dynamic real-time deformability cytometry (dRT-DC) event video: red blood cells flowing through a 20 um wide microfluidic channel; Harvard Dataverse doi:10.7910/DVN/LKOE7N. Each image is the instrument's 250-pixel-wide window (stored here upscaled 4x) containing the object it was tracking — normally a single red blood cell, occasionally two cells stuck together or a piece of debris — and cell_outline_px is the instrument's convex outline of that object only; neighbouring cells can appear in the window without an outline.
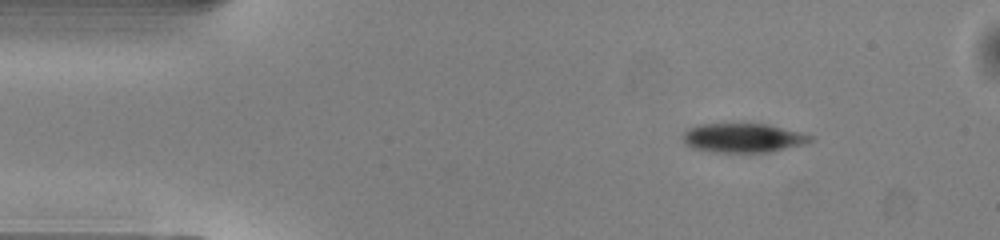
{"species": "common noctule bat (a hibernating species)", "species_latin": "Nyctalus noctula", "temperature_condition": "warm", "stored_images_in_passage": 44, "camera_frame_rate_fps": 3000, "um_per_image_px": 0.085, "animal": {"sex": "male", "body_mass_g": 13.0, "forearm_length_mm": 53.1}, "frame": {"image": 1, "passage_image": 1, "time_ms": 0.0, "image_size_px": [1000, 240], "cell_outline_px": [[812, 140], [800, 144], [772, 152], [716, 152], [692, 148], [684, 144], [680, 136], [688, 128], [696, 124], [768, 124], [800, 132], [812, 136]], "centroid_in_image_um": [63.07, 11.72], "position_along_channel_um": 21.9, "area_um2": 21.62}}
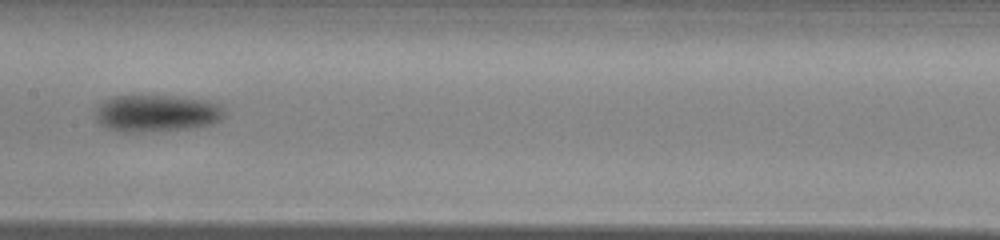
{"frame": {"image": 2, "passage_image": 19, "time_ms": 6.0, "image_size_px": [1000, 240], "cell_outline_px": [[224, 116], [220, 120], [212, 124], [192, 128], [140, 132], [120, 132], [108, 128], [96, 120], [96, 108], [104, 100], [112, 96], [176, 96], [208, 100], [220, 104], [224, 108]], "centroid_in_image_um": [13.34, 9.62], "position_along_channel_um": 194.1, "area_um2": 27.98}}
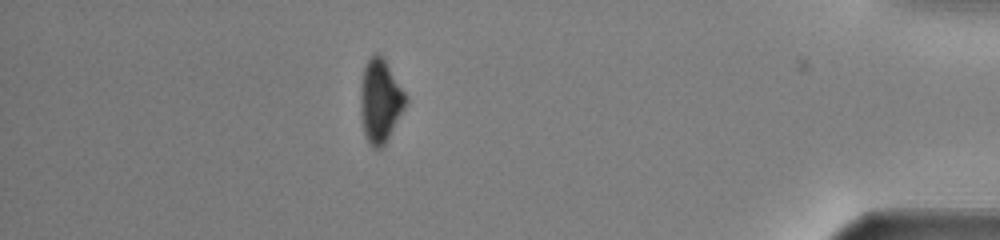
{"frame": {"image": 3, "passage_image": 38, "time_ms": 12.333, "image_size_px": [1000, 240], "cell_outline_px": [[408, 100], [388, 140], [380, 148], [372, 148], [368, 144], [364, 136], [360, 112], [360, 84], [364, 64], [376, 52], [380, 52], [408, 96]], "centroid_in_image_um": [32.3, 8.57], "position_along_channel_um": 402.9, "area_um2": 22.43}, "authors_computed_cell_mechanics": {"area_um2": 24.565, "velocity_mm_per_s": 4.1022, "shape_relaxation_time_tau1_ms": 1.8145, "shape_relaxation_time_tau2_ms": null, "deformation_change_tau1": 0.1228, "deformation_change_tau2": null}}